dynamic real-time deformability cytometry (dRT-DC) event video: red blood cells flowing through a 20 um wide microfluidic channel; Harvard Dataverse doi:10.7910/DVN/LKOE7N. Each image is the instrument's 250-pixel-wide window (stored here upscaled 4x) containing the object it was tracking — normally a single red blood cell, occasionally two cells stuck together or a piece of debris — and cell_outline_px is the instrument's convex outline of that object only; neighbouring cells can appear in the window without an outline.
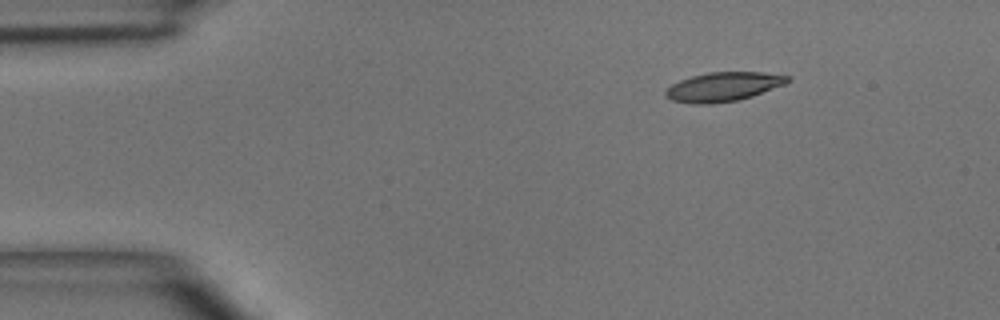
{"species": "common noctule bat (a hibernating species)", "species_latin": "Nyctalus noctula", "temperature_condition": "room temperature", "stored_images_in_passage": 3, "camera_frame_rate_fps": 3000, "um_per_image_px": 0.085, "animal": {"sex": "male", "body_mass_g": 15.6}, "frame": {"image": 1, "passage_image": 1, "time_ms": 0.0, "image_size_px": [1000, 320], "cell_outline_px": [[792, 80], [784, 84], [752, 96], [736, 100], [712, 104], [688, 104], [672, 100], [664, 96], [664, 92], [672, 84], [680, 80], [692, 76], [708, 72], [764, 72], [788, 76]], "centroid_in_image_um": [61.45, 7.38], "position_along_channel_um": 23.6, "area_um2": 20.69}}
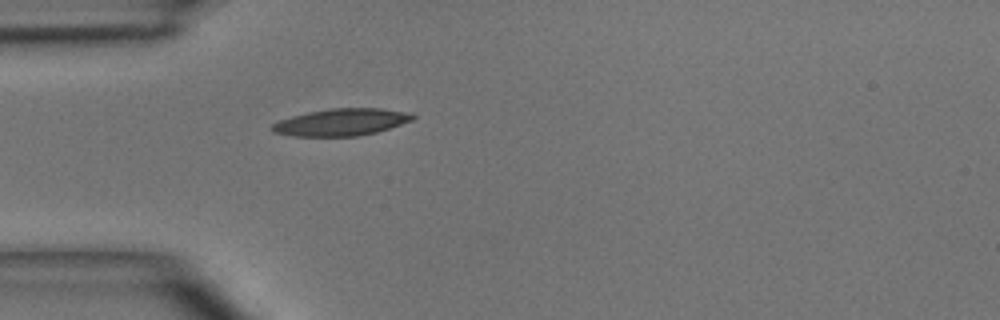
{"frame": {"image": 2, "passage_image": 3, "time_ms": 2.333, "image_size_px": [1000, 320], "cell_outline_px": [[416, 116], [412, 120], [376, 132], [356, 136], [292, 136], [272, 132], [272, 124], [280, 120], [292, 116], [308, 112], [332, 108], [380, 108], [412, 112]], "centroid_in_image_um": [29.02, 10.38], "position_along_channel_um": 56.0, "area_um2": 22.08}}